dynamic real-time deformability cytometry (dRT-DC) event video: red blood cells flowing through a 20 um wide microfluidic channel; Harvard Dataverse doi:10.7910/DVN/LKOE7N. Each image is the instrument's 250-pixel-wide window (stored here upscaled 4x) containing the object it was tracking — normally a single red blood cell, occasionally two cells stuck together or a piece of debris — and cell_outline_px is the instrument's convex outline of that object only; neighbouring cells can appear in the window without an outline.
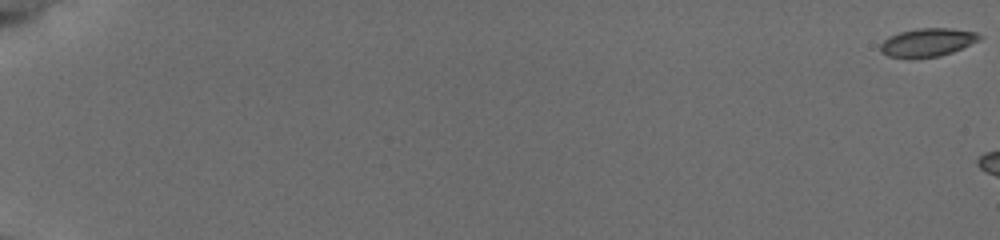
{"species": "common noctule bat (a hibernating species)", "species_latin": "Nyctalus noctula", "temperature_condition": "cold", "stored_images_in_passage": 7, "camera_frame_rate_fps": 3000, "um_per_image_px": 0.085, "animal": {"sex": "female", "body_mass_g": 19.5, "forearm_length_mm": 54.1}, "frame": {"image": 1, "passage_image": 1, "time_ms": 0.0, "image_size_px": [1000, 240], "cell_outline_px": [[984, 36], [980, 40], [952, 52], [940, 56], [908, 60], [888, 56], [880, 52], [880, 44], [888, 36], [900, 32], [916, 28], [952, 28], [976, 32]], "centroid_in_image_um": [78.81, 3.62], "position_along_channel_um": 6.2, "area_um2": 16.82}}